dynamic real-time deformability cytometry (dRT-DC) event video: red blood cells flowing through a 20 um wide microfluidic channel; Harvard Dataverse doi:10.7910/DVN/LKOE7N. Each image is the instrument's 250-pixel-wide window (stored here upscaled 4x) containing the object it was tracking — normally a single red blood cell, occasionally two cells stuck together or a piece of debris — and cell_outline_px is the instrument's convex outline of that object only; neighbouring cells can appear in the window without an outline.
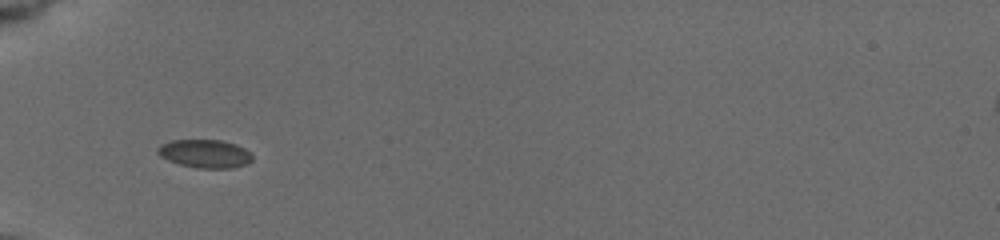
{"species": "common noctule bat (a hibernating species)", "species_latin": "Nyctalus noctula", "temperature_condition": "cold", "stored_images_in_passage": 37, "camera_frame_rate_fps": 3000, "um_per_image_px": 0.085, "animal": {"sex": "female", "body_mass_g": 19.5, "forearm_length_mm": 54.1}, "frame": {"image": 1, "passage_image": 1, "time_ms": 0.0, "image_size_px": [1000, 240], "cell_outline_px": [[252, 160], [244, 164], [232, 168], [196, 168], [180, 164], [168, 160], [160, 156], [156, 152], [156, 148], [160, 144], [172, 140], [220, 140], [236, 144], [244, 148], [252, 156]], "centroid_in_image_um": [17.37, 13.06], "position_along_channel_um": 67.6, "area_um2": 15.55}}
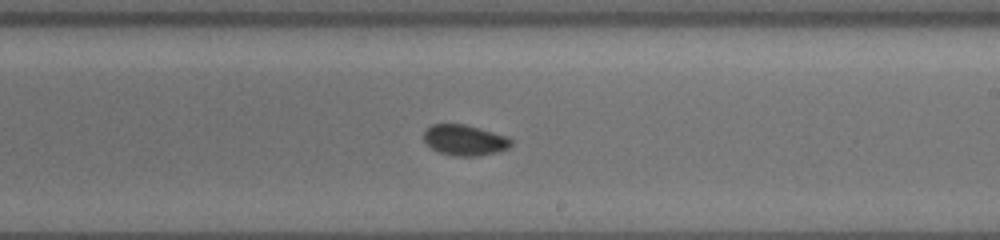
{"frame": {"image": 2, "passage_image": 16, "time_ms": 5.0, "image_size_px": [1000, 240], "cell_outline_px": [[512, 144], [508, 148], [496, 152], [480, 156], [452, 156], [440, 152], [432, 148], [424, 140], [424, 132], [432, 124], [464, 124], [480, 128], [508, 136], [512, 140]], "centroid_in_image_um": [39.52, 11.91], "position_along_channel_um": 249.5, "area_um2": 15.61}}
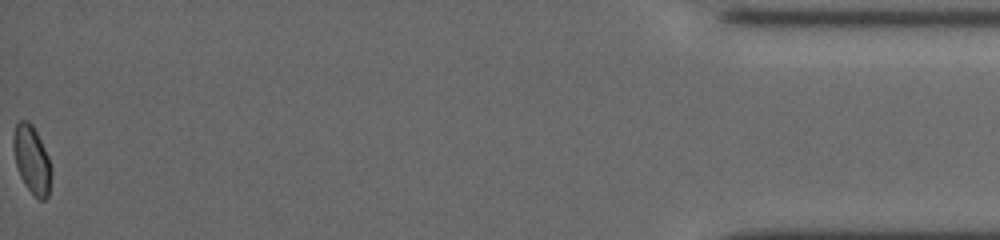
{"frame": {"image": 3, "passage_image": 37, "time_ms": 12.0, "image_size_px": [1000, 240], "cell_outline_px": [[52, 176], [48, 196], [44, 200], [40, 200], [24, 184], [20, 176], [16, 164], [12, 144], [12, 140], [16, 120], [28, 120], [32, 124], [48, 156], [52, 168]], "centroid_in_image_um": [2.7, 13.55], "position_along_channel_um": 432.5, "area_um2": 15.09}, "authors_computed_cell_mechanics": {"area_um2": 15.4326, "velocity_mm_per_s": 3.7523, "shape_relaxation_time_tau1_ms": null, "shape_relaxation_time_tau2_ms": 0.8485, "deformation_change_tau1": null, "deformation_change_tau2": 0.0362}}